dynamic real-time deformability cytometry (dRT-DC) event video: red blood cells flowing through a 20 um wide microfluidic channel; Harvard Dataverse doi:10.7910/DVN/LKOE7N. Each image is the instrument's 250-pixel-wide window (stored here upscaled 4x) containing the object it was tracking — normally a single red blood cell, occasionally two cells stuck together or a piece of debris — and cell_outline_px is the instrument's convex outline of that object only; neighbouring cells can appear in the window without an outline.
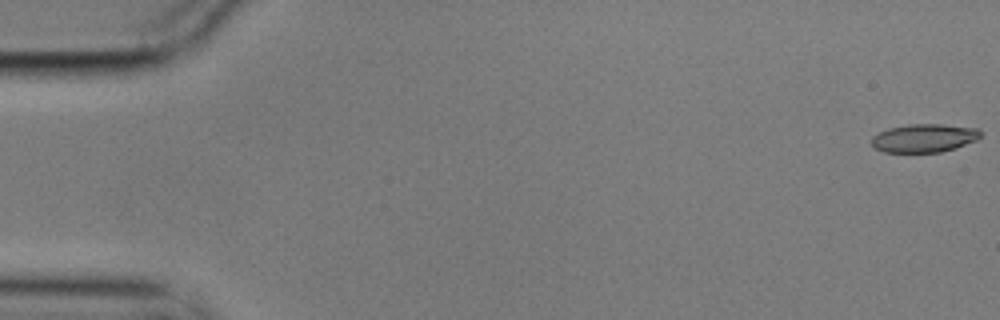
{"species": "common noctule bat (a hibernating species)", "species_latin": "Nyctalus noctula", "temperature_condition": "cold", "stored_images_in_passage": 5, "camera_frame_rate_fps": 3000, "um_per_image_px": 0.085, "animal": {"sex": "male", "body_mass_g": 17.9}, "frame": {"image": 1, "passage_image": 1, "time_ms": 0.0, "image_size_px": [1000, 320], "cell_outline_px": [[980, 136], [976, 140], [956, 148], [940, 152], [884, 152], [876, 148], [872, 144], [872, 136], [888, 128], [908, 124], [940, 124], [980, 128]], "centroid_in_image_um": [78.56, 11.73], "position_along_channel_um": 6.4, "area_um2": 17.98}}
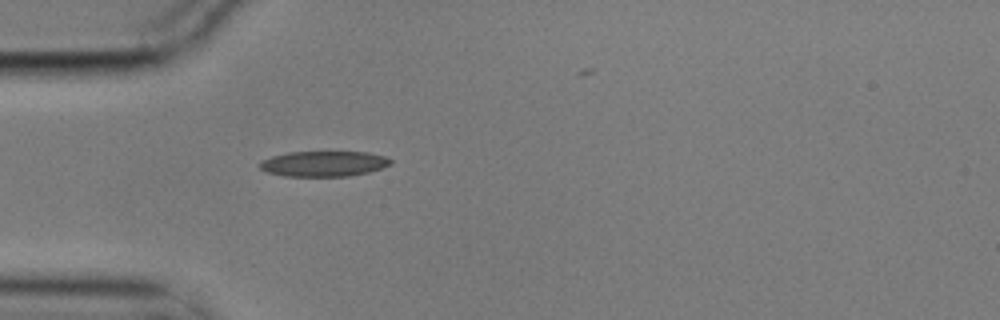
{"frame": {"image": 2, "passage_image": 5, "time_ms": 1.333, "image_size_px": [1000, 320], "cell_outline_px": [[392, 164], [368, 172], [348, 176], [284, 176], [264, 172], [260, 168], [260, 160], [272, 156], [288, 152], [368, 152], [384, 156], [392, 160]], "centroid_in_image_um": [27.48, 13.92], "position_along_channel_um": 57.5, "area_um2": 19.42}}